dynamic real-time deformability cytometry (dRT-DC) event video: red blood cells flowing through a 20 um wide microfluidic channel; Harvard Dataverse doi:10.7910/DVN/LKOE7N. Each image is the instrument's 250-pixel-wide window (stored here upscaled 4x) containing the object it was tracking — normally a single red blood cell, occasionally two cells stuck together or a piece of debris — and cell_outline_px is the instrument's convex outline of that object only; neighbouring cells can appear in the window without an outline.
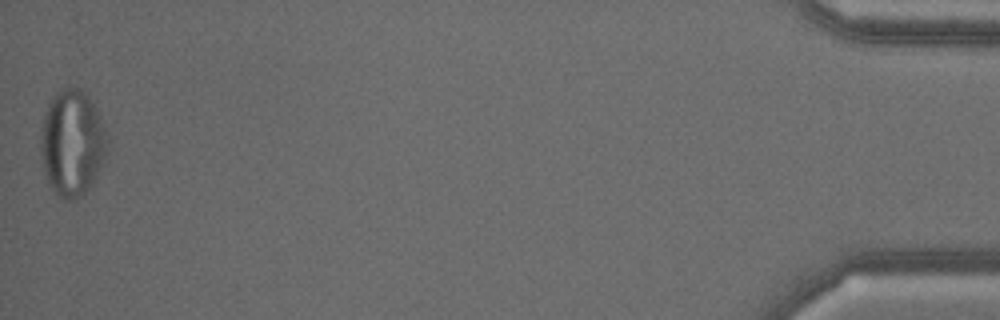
{"species": "common noctule bat (a hibernating species)", "species_latin": "Nyctalus noctula", "temperature_condition": "warm", "stored_images_in_passage": 51, "camera_frame_rate_fps": 3000, "um_per_image_px": 0.085, "animal": {"sex": "male", "body_mass_g": 18.8}, "frame": {"image": 1, "passage_image": 51, "time_ms": 16.667, "image_size_px": [1000, 320], "cell_outline_px": [[108, 152], [96, 176], [88, 188], [80, 196], [72, 200], [64, 200], [48, 184], [44, 172], [40, 152], [40, 128], [44, 112], [52, 96], [60, 88], [68, 84], [84, 92], [92, 100], [108, 132]], "centroid_in_image_um": [6.13, 12.1], "position_along_channel_um": 429.1, "area_um2": 41.96}}